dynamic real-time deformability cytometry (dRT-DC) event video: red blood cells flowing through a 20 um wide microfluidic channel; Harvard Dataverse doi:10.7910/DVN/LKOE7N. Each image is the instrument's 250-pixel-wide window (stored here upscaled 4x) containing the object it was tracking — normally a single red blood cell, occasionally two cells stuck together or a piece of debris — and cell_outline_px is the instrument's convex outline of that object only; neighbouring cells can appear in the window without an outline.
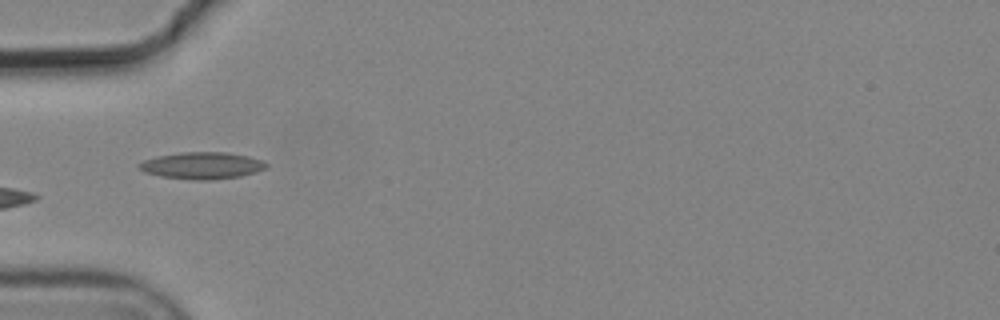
{"species": "common noctule bat (a hibernating species)", "species_latin": "Nyctalus noctula", "temperature_condition": "cold", "stored_images_in_passage": 5, "camera_frame_rate_fps": 3000, "um_per_image_px": 0.085, "animal": {"sex": "male", "body_mass_g": 19.2, "forearm_length_mm": 51.8}, "frame": {"image": 1, "passage_image": 3, "time_ms": 0.667, "image_size_px": [1000, 320], "cell_outline_px": [[268, 168], [256, 172], [240, 176], [212, 180], [192, 180], [160, 176], [144, 172], [136, 168], [136, 164], [144, 160], [156, 156], [180, 152], [228, 152], [248, 156], [264, 160], [268, 164]], "centroid_in_image_um": [17.16, 14.07], "position_along_channel_um": 67.8, "area_um2": 20.29}}
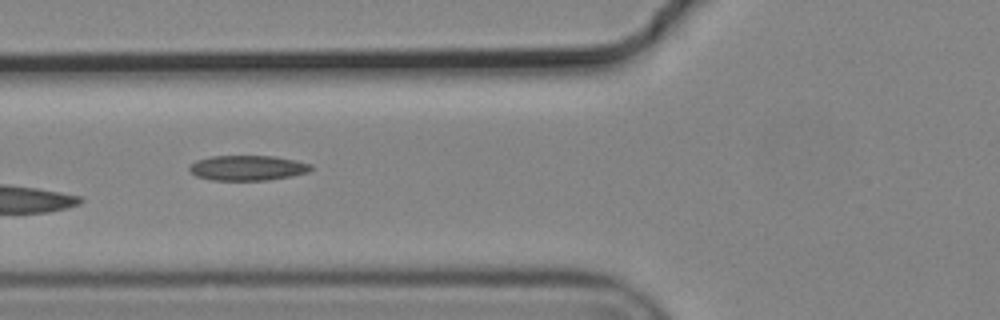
{"frame": {"image": 2, "passage_image": 4, "time_ms": 1.0, "image_size_px": [1000, 320], "cell_outline_px": [[312, 168], [308, 172], [292, 176], [268, 180], [212, 180], [196, 176], [188, 168], [196, 160], [212, 156], [272, 156], [296, 160], [312, 164]], "centroid_in_image_um": [21.06, 14.27], "position_along_channel_um": 104.7, "area_um2": 17.74}}
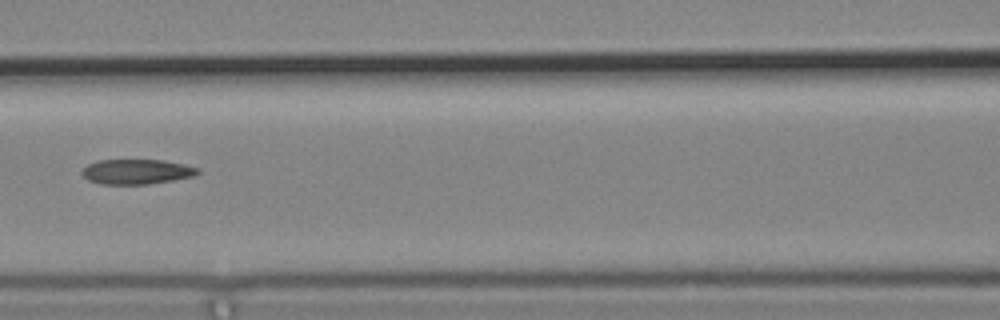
{"frame": {"image": 3, "passage_image": 5, "time_ms": 1.333, "image_size_px": [1000, 320], "cell_outline_px": [[200, 172], [192, 176], [172, 180], [148, 184], [100, 184], [88, 180], [80, 172], [88, 164], [96, 160], [164, 160], [184, 164], [200, 168]], "centroid_in_image_um": [11.6, 14.59], "position_along_channel_um": 155.0, "area_um2": 16.82}}